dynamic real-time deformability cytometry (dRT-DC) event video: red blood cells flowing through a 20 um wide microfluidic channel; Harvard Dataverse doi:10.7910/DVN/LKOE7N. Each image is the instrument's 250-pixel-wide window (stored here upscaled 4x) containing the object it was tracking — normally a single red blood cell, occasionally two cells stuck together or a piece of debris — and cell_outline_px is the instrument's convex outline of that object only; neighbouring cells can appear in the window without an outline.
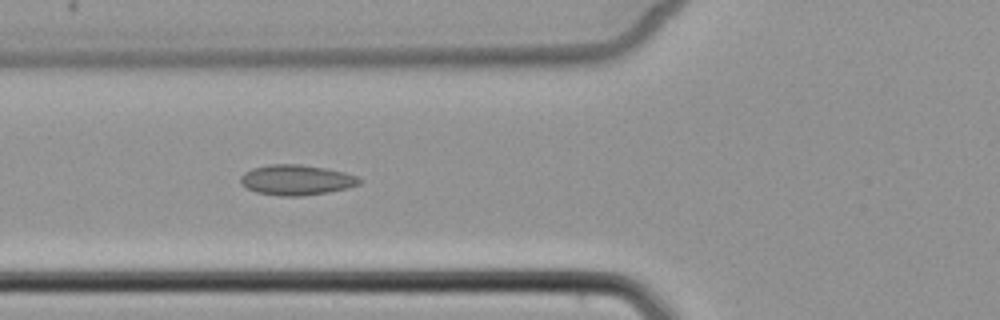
{"species": "common noctule bat (a hibernating species)", "species_latin": "Nyctalus noctula", "temperature_condition": "cold", "stored_images_in_passage": 7, "camera_frame_rate_fps": 3000, "um_per_image_px": 0.085, "animal": {"sex": "female", "body_mass_g": 22.7, "forearm_length_mm": 54.2}, "frame": {"image": 1, "passage_image": 6, "time_ms": 6.667, "image_size_px": [1000, 320], "cell_outline_px": [[360, 184], [348, 188], [328, 192], [304, 196], [280, 196], [256, 192], [240, 184], [240, 176], [244, 172], [252, 168], [268, 164], [300, 164], [324, 168], [344, 172], [356, 176], [360, 180]], "centroid_in_image_um": [25.16, 15.3], "position_along_channel_um": 100.6, "area_um2": 21.04}}
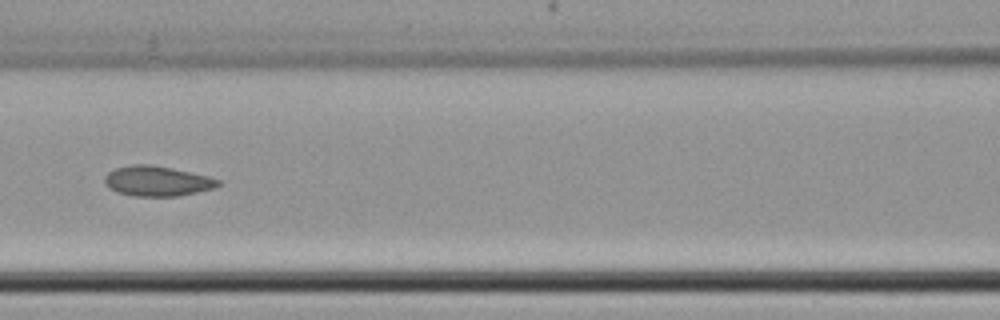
{"frame": {"image": 2, "passage_image": 7, "time_ms": 8.0, "image_size_px": [1000, 320], "cell_outline_px": [[220, 184], [216, 188], [176, 196], [132, 196], [116, 192], [108, 188], [104, 184], [104, 176], [108, 172], [116, 168], [132, 164], [152, 164], [172, 168], [208, 176], [220, 180]], "centroid_in_image_um": [13.32, 15.39], "position_along_channel_um": 153.3, "area_um2": 20.06}}